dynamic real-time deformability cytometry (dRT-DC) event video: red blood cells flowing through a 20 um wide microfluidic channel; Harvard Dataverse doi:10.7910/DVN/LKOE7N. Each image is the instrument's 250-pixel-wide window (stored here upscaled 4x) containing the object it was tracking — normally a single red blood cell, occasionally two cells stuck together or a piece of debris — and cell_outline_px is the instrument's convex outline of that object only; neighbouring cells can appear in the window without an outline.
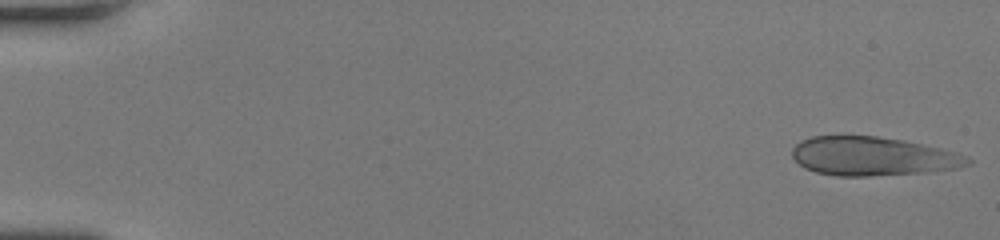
{"species": "human", "species_latin": "Homo sapiens", "temperature_condition": "room temperature", "stored_images_in_passage": 49, "camera_frame_rate_fps": 3000, "um_per_image_px": 0.085, "donor": {"sex": "female"}, "frame": {"image": 1, "passage_image": 1, "time_ms": 0.0, "image_size_px": [1000, 240], "cell_outline_px": [[972, 164], [956, 168], [924, 172], [868, 176], [836, 176], [816, 172], [804, 168], [792, 156], [792, 148], [800, 140], [812, 136], [876, 136], [904, 140], [940, 148], [956, 152], [968, 156], [972, 160]], "centroid_in_image_um": [74.18, 13.28], "position_along_channel_um": 10.8, "area_um2": 39.71}}
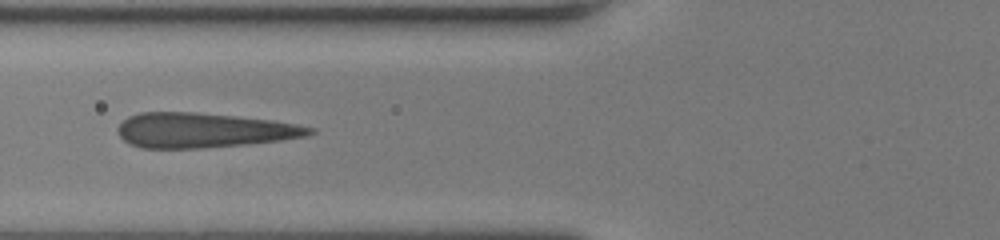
{"frame": {"image": 2, "passage_image": 20, "time_ms": 6.333, "image_size_px": [1000, 240], "cell_outline_px": [[316, 132], [308, 136], [280, 140], [248, 144], [204, 148], [140, 148], [128, 144], [116, 132], [116, 128], [128, 116], [140, 112], [196, 112], [236, 116], [272, 120], [296, 124], [316, 128]], "centroid_in_image_um": [17.29, 11.07], "position_along_channel_um": 108.5, "area_um2": 39.19}}
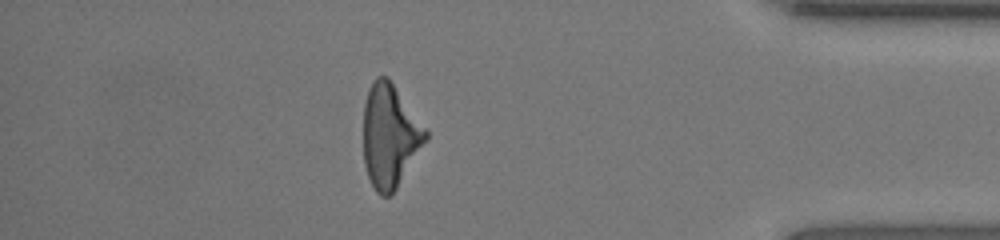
{"frame": {"image": 3, "passage_image": 43, "time_ms": 14.0, "image_size_px": [1000, 240], "cell_outline_px": [[428, 140], [396, 188], [388, 196], [380, 196], [376, 192], [368, 176], [364, 164], [364, 104], [368, 88], [372, 80], [376, 76], [388, 76], [428, 132]], "centroid_in_image_um": [33.13, 11.53], "position_along_channel_um": 402.1, "area_um2": 37.4}, "authors_computed_cell_mechanics": {"area_um2": 39.3618, "velocity_mm_per_s": 4.2796, "shape_relaxation_time_tau1_ms": 10.6263, "shape_relaxation_time_tau2_ms": 0.9629, "deformation_change_tau1": 0.3057, "deformation_change_tau2": 0.0639}}